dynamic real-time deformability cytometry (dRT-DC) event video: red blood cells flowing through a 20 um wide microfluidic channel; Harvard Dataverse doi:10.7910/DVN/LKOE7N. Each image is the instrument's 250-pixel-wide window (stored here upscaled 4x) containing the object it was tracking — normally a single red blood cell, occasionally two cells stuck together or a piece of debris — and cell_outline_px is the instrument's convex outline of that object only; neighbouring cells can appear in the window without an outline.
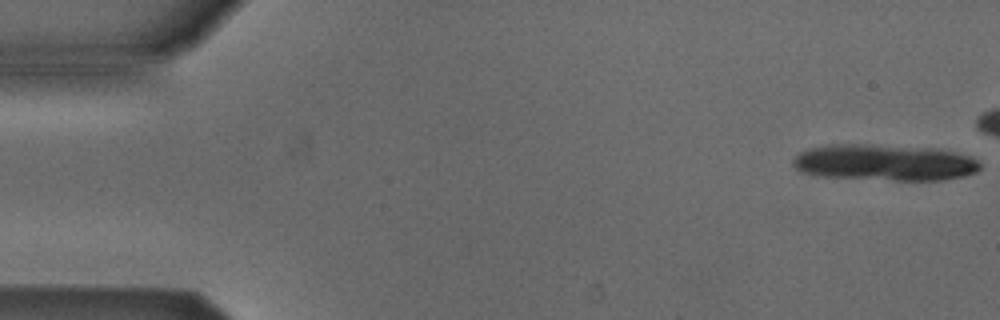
{"species": "Egyptian fruit bat (a non-hibernating species)", "species_latin": "Rousettus aegyptiacus", "temperature_condition": "cold", "stored_images_in_passage": 8, "camera_frame_rate_fps": 3000, "um_per_image_px": 0.085, "animal": {"sex": "male"}, "frame": {"image": 1, "passage_image": 1, "time_ms": 0.0, "image_size_px": [1000, 320], "cell_outline_px": [[980, 168], [976, 172], [964, 176], [944, 180], [896, 180], [824, 176], [800, 172], [792, 164], [792, 160], [800, 152], [808, 148], [828, 144], [864, 144], [940, 148], [972, 156], [980, 164]], "centroid_in_image_um": [75.21, 13.8], "position_along_channel_um": 9.8, "area_um2": 39.82}}
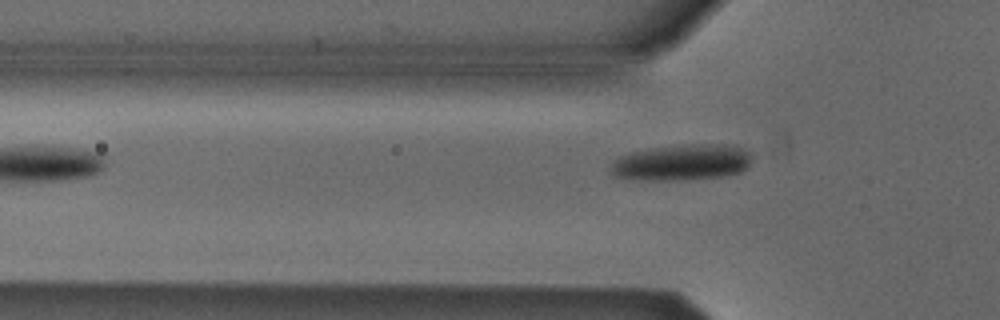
{"frame": {"image": 2, "passage_image": 8, "time_ms": 2.333, "image_size_px": [1000, 320], "cell_outline_px": [[752, 160], [748, 168], [740, 172], [724, 176], [680, 180], [644, 180], [612, 176], [612, 164], [620, 156], [628, 152], [652, 148], [692, 144], [732, 144], [744, 148], [752, 152]], "centroid_in_image_um": [58.04, 13.8], "position_along_channel_um": 67.8, "area_um2": 29.94}}